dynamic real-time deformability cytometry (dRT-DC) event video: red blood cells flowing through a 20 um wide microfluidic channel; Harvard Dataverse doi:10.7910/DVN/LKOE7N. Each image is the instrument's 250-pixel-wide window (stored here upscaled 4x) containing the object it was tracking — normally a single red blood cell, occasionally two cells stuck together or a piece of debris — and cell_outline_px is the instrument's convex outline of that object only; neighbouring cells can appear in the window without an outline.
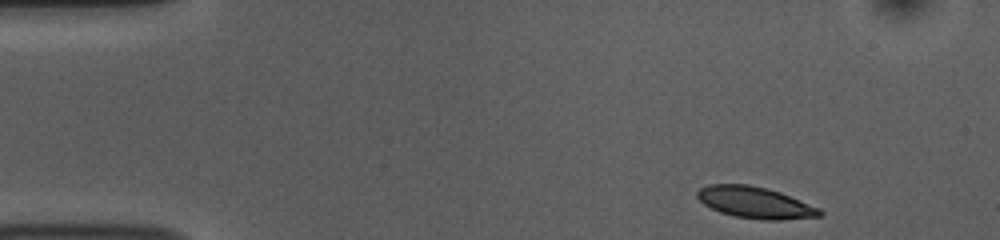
{"species": "common noctule bat (a hibernating species)", "species_latin": "Nyctalus noctula", "temperature_condition": "room temperature", "stored_images_in_passage": 48, "camera_frame_rate_fps": 3000, "um_per_image_px": 0.085, "animal": {"sex": "female", "body_mass_g": 10.0, "forearm_length_mm": 53.1}, "frame": {"image": 1, "passage_image": 1, "time_ms": 0.0, "image_size_px": [1000, 240], "cell_outline_px": [[824, 212], [820, 216], [780, 220], [764, 220], [732, 216], [720, 212], [704, 204], [696, 196], [696, 192], [700, 188], [708, 184], [748, 184], [780, 192], [820, 208]], "centroid_in_image_um": [64.17, 17.22], "position_along_channel_um": 20.8, "area_um2": 22.43}}
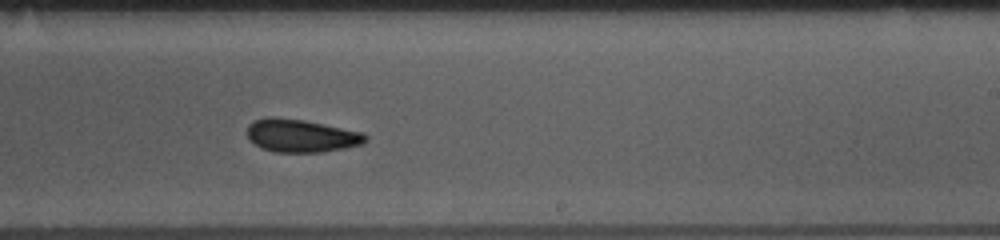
{"frame": {"image": 2, "passage_image": 27, "time_ms": 8.667, "image_size_px": [1000, 240], "cell_outline_px": [[368, 140], [364, 144], [344, 148], [320, 152], [276, 152], [260, 148], [248, 140], [248, 124], [252, 120], [268, 116], [276, 116], [304, 120], [364, 132], [368, 136]], "centroid_in_image_um": [25.59, 11.52], "position_along_channel_um": 263.4, "area_um2": 23.12}}
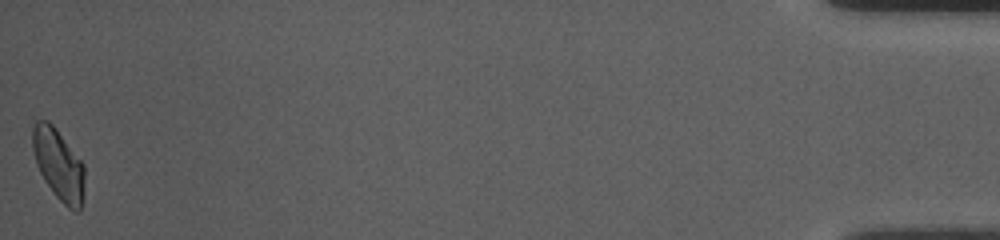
{"frame": {"image": 3, "passage_image": 48, "time_ms": 15.667, "image_size_px": [1000, 240], "cell_outline_px": [[84, 196], [80, 212], [76, 212], [68, 208], [56, 196], [44, 180], [36, 164], [32, 148], [32, 128], [36, 120], [48, 120], [52, 124], [84, 164]], "centroid_in_image_um": [4.98, 14.0], "position_along_channel_um": 430.2, "area_um2": 21.62}, "authors_computed_cell_mechanics": {"area_um2": 22.4553, "velocity_mm_per_s": 3.7346, "shape_relaxation_time_tau1_ms": 4.1184, "shape_relaxation_time_tau2_ms": null, "deformation_change_tau1": 0.1197, "deformation_change_tau2": null}}